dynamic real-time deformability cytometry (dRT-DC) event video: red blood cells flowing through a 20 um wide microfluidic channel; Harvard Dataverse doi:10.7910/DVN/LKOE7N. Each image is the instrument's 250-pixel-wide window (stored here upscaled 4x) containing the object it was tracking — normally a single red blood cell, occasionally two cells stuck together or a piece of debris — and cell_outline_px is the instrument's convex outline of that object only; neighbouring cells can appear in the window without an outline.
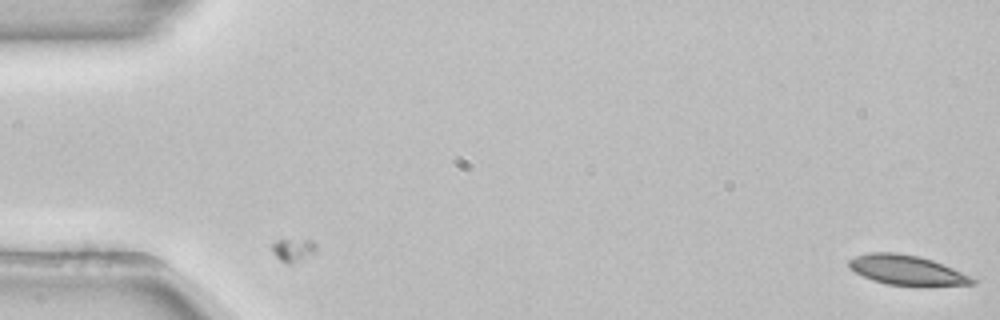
{"species": "common noctule bat (a hibernating species)", "species_latin": "Nyctalus noctula", "temperature_condition": "room temperature", "stored_images_in_passage": 2, "camera_frame_rate_fps": 3000, "um_per_image_px": 0.085, "animal": {"sex": "female", "body_mass_g": 22.7, "forearm_length_mm": 54.2}, "frame": {"image": 1, "passage_image": 2, "time_ms": 0.333, "image_size_px": [1000, 320], "cell_outline_px": [[976, 284], [888, 284], [872, 280], [856, 272], [848, 264], [848, 260], [856, 256], [868, 252], [896, 252], [920, 256], [932, 260], [952, 268], [976, 280]], "centroid_in_image_um": [77.0, 22.91], "position_along_channel_um": 8.0, "area_um2": 20.58}}